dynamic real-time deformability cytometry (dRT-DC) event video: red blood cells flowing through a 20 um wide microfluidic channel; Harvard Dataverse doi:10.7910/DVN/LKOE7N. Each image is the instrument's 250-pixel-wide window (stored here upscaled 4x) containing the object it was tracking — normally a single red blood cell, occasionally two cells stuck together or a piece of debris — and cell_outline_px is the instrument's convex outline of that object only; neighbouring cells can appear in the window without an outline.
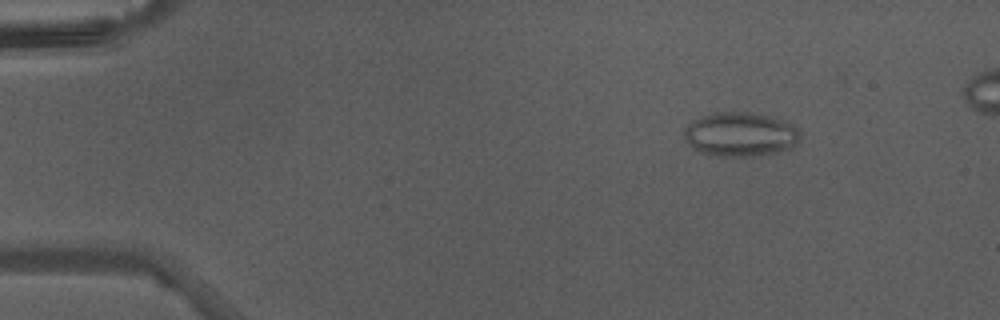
{"species": "Egyptian fruit bat (a non-hibernating species)", "species_latin": "Rousettus aegyptiacus", "temperature_condition": "warm", "stored_images_in_passage": 24, "camera_frame_rate_fps": 3000, "um_per_image_px": 0.085, "animal": {"sex": "male"}, "frame": {"image": 1, "passage_image": 7, "time_ms": 2.0, "image_size_px": [1000, 320], "cell_outline_px": [[800, 132], [796, 140], [788, 148], [776, 152], [752, 156], [716, 156], [700, 152], [692, 148], [688, 144], [684, 136], [684, 128], [692, 120], [700, 116], [716, 112], [744, 112], [768, 116], [792, 124]], "centroid_in_image_um": [62.83, 11.42], "position_along_channel_um": 22.2, "area_um2": 29.48}}